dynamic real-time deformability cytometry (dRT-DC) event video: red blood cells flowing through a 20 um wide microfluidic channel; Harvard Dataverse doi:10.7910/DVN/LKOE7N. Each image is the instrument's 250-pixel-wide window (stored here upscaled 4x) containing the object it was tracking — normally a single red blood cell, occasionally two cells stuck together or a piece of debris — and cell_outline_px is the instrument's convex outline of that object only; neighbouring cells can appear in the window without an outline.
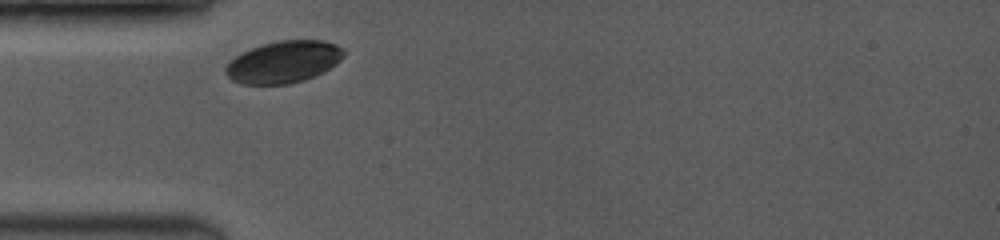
{"species": "common noctule bat (a hibernating species)", "species_latin": "Nyctalus noctula", "temperature_condition": "room temperature", "stored_images_in_passage": 12, "camera_frame_rate_fps": 3500, "um_per_image_px": 0.085, "animal": {"sex": "female", "body_mass_g": 19.0, "forearm_length_mm": 53.3}, "frame": {"image": 1, "passage_image": 1, "time_ms": 0.0, "image_size_px": [1000, 240], "cell_outline_px": [[344, 56], [336, 64], [324, 72], [304, 80], [288, 84], [240, 84], [232, 80], [224, 72], [224, 68], [228, 60], [240, 52], [264, 44], [280, 40], [324, 40], [336, 44], [344, 48]], "centroid_in_image_um": [24.09, 5.26], "position_along_channel_um": 60.9, "area_um2": 29.19}}
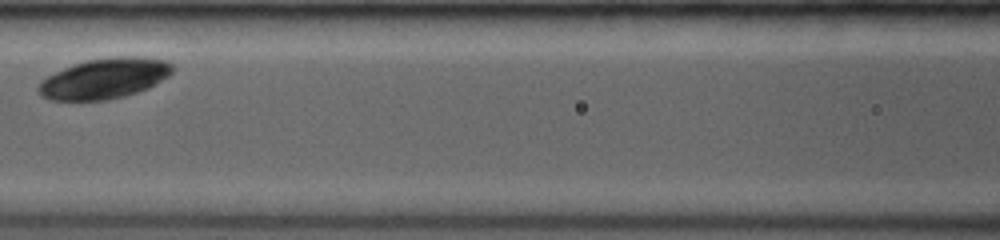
{"frame": {"image": 2, "passage_image": 6, "time_ms": 2.571, "image_size_px": [1000, 240], "cell_outline_px": [[172, 72], [168, 76], [148, 88], [124, 96], [108, 100], [48, 100], [40, 96], [36, 88], [40, 80], [72, 64], [88, 60], [112, 56], [144, 56], [168, 60], [172, 64]], "centroid_in_image_um": [8.86, 6.66], "position_along_channel_um": 157.7, "area_um2": 31.85}}
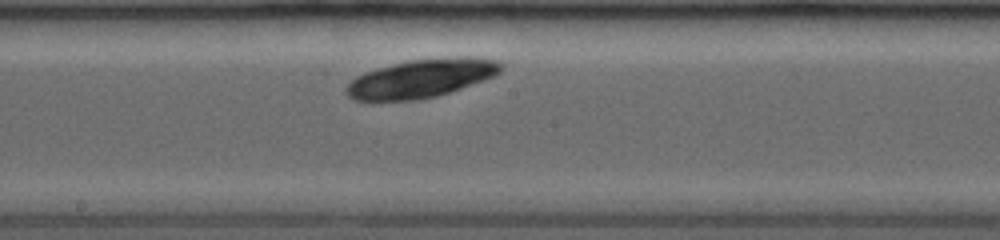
{"frame": {"image": 3, "passage_image": 9, "time_ms": 4.0, "image_size_px": [1000, 240], "cell_outline_px": [[504, 68], [496, 76], [436, 96], [416, 100], [352, 100], [344, 92], [344, 88], [356, 76], [364, 72], [412, 60], [460, 56], [468, 56], [500, 60], [504, 64]], "centroid_in_image_um": [35.85, 6.66], "position_along_channel_um": 212.3, "area_um2": 34.56}}